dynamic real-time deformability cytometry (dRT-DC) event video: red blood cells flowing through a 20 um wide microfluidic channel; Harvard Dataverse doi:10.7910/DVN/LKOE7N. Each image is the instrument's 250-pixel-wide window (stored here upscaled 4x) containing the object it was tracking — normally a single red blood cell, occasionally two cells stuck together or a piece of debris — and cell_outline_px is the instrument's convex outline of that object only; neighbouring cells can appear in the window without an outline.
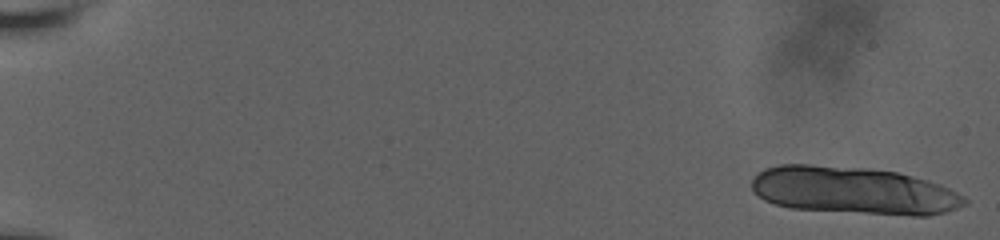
{"species": "human", "species_latin": "Homo sapiens", "temperature_condition": "room temperature", "stored_images_in_passage": 18, "camera_frame_rate_fps": 3000, "um_per_image_px": 0.085, "donor": {"sex": "male"}, "frame": {"image": 1, "passage_image": 1, "time_ms": 0.0, "image_size_px": [1000, 240], "cell_outline_px": [[968, 204], [944, 212], [928, 216], [912, 216], [792, 208], [776, 204], [764, 200], [752, 188], [752, 180], [764, 168], [780, 164], [812, 164], [872, 168], [896, 172], [912, 176], [940, 184], [956, 192], [968, 200]], "centroid_in_image_um": [72.57, 16.19], "position_along_channel_um": 12.4, "area_um2": 58.84}}